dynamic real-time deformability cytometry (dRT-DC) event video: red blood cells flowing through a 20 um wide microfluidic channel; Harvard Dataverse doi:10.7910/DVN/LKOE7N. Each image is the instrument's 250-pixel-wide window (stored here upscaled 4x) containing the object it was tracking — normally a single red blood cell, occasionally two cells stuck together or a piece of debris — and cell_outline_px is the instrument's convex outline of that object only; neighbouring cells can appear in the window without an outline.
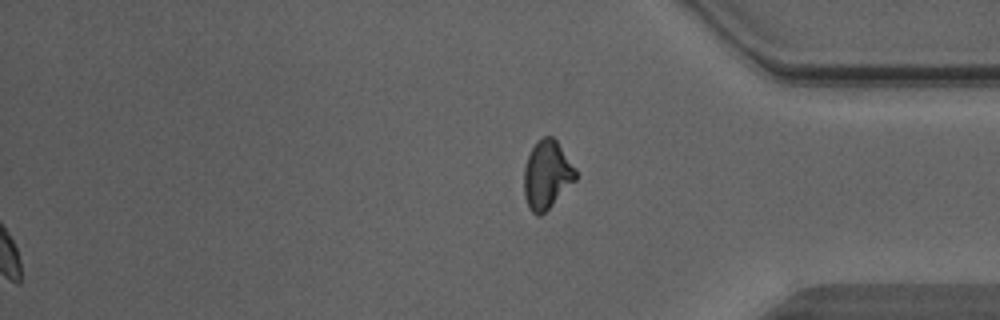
{"species": "Egyptian fruit bat (a non-hibernating species)", "species_latin": "Rousettus aegyptiacus", "temperature_condition": "warm", "stored_images_in_passage": 50, "camera_frame_rate_fps": 3000, "um_per_image_px": 0.085, "animal": {"sex": "male"}, "frame": {"image": 1, "passage_image": 50, "time_ms": 16.333, "image_size_px": [1000, 320], "cell_outline_px": [[576, 180], [540, 216], [536, 216], [528, 208], [524, 196], [524, 168], [528, 156], [532, 148], [544, 136], [552, 136], [556, 140], [576, 168]], "centroid_in_image_um": [46.48, 14.87], "position_along_channel_um": 388.7, "area_um2": 20.35}, "authors_computed_cell_mechanics": {"area_um2": 19.8832, "velocity_mm_per_s": 4.4249, "shape_relaxation_time_tau1_ms": 1.9529, "shape_relaxation_time_tau2_ms": 2.547, "deformation_change_tau1": 0.0837, "deformation_change_tau2": 0.0851}}